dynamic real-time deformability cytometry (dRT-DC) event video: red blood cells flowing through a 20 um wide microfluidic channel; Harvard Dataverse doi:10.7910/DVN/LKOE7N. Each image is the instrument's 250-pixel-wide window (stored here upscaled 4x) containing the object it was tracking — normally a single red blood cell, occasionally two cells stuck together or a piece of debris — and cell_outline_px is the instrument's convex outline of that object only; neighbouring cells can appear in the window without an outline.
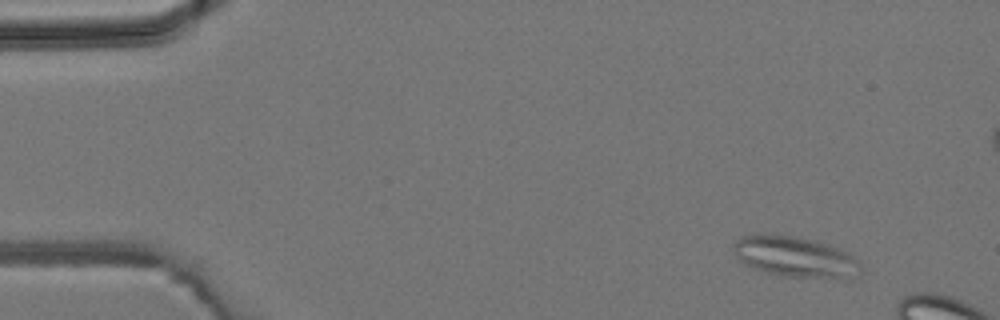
{"species": "common noctule bat (a hibernating species)", "species_latin": "Nyctalus noctula", "temperature_condition": "room temperature", "stored_images_in_passage": 4, "camera_frame_rate_fps": 3000, "um_per_image_px": 0.085, "animal": {"sex": "male", "body_mass_g": 19.2, "forearm_length_mm": 51.8}, "frame": {"image": 1, "passage_image": 1, "time_ms": 0.0, "image_size_px": [1000, 320], "cell_outline_px": [[860, 276], [852, 280], [836, 280], [784, 276], [768, 272], [744, 264], [740, 260], [732, 248], [732, 244], [740, 236], [792, 236], [812, 240], [848, 252], [860, 260]], "centroid_in_image_um": [67.72, 21.9], "position_along_channel_um": 17.3, "area_um2": 30.17}}